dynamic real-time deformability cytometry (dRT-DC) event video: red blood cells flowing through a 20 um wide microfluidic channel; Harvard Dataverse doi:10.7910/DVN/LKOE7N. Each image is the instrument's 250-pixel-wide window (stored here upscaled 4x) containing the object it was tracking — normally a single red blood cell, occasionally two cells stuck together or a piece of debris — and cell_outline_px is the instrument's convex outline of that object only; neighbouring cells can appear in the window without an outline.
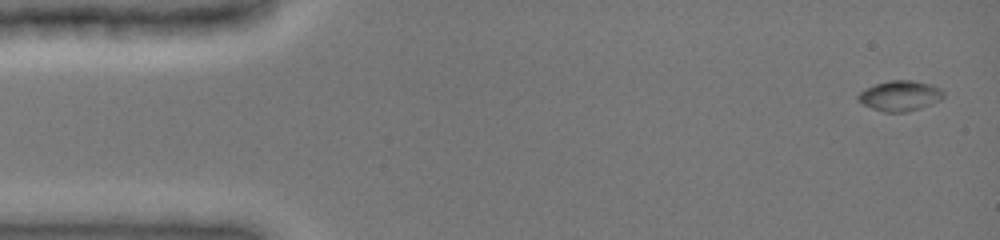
{"species": "common noctule bat (a hibernating species)", "species_latin": "Nyctalus noctula", "temperature_condition": "cold", "stored_images_in_passage": 17, "camera_frame_rate_fps": 3000, "um_per_image_px": 0.085, "animal": {"sex": "female", "body_mass_g": 19.0, "forearm_length_mm": 51.5}, "frame": {"image": 1, "passage_image": 1, "time_ms": 0.0, "image_size_px": [1000, 240], "cell_outline_px": [[944, 96], [940, 100], [920, 108], [908, 112], [884, 112], [872, 108], [864, 104], [856, 96], [860, 92], [876, 84], [892, 80], [908, 80], [932, 84], [940, 88], [944, 92]], "centroid_in_image_um": [76.53, 8.14], "position_along_channel_um": 8.5, "area_um2": 14.85}}
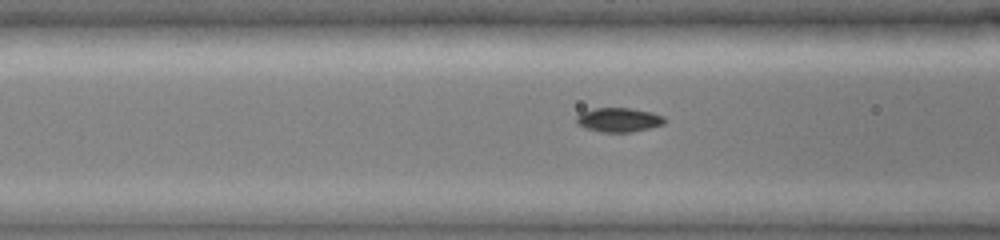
{"frame": {"image": 2, "passage_image": 13, "time_ms": 5.667, "image_size_px": [1000, 240], "cell_outline_px": [[664, 124], [648, 128], [628, 132], [600, 132], [588, 128], [580, 124], [576, 120], [576, 116], [584, 112], [596, 108], [628, 108], [652, 112], [664, 116]], "centroid_in_image_um": [52.62, 10.18], "position_along_channel_um": 114.0, "area_um2": 12.08}}
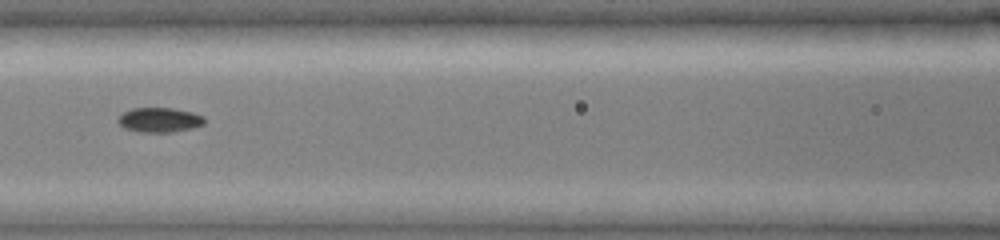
{"frame": {"image": 3, "passage_image": 15, "time_ms": 6.667, "image_size_px": [1000, 240], "cell_outline_px": [[204, 124], [172, 132], [140, 132], [124, 128], [116, 120], [124, 112], [132, 108], [172, 108], [192, 112], [204, 116]], "centroid_in_image_um": [13.53, 10.19], "position_along_channel_um": 153.1, "area_um2": 12.25}}